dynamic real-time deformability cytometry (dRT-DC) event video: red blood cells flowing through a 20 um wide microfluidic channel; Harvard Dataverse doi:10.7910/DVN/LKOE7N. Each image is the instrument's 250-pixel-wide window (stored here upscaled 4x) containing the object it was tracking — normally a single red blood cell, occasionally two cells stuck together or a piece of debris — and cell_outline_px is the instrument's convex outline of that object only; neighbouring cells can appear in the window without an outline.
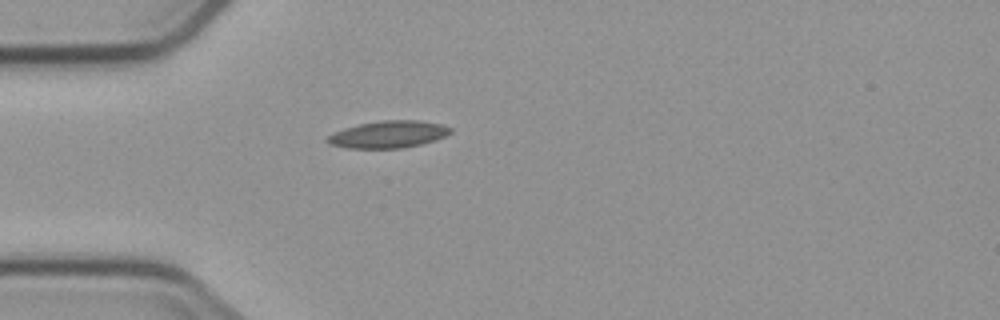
{"species": "common noctule bat (a hibernating species)", "species_latin": "Nyctalus noctula", "temperature_condition": "cold", "stored_images_in_passage": 1, "camera_frame_rate_fps": 3000, "um_per_image_px": 0.085, "animal": {"sex": "male", "body_mass_g": 23.1, "forearm_length_mm": 52.7}, "frame": {"image": 1, "passage_image": 1, "time_ms": 0.0, "image_size_px": [1000, 320], "cell_outline_px": [[452, 132], [436, 140], [420, 144], [400, 148], [344, 148], [328, 144], [324, 140], [328, 136], [344, 128], [360, 124], [384, 120], [420, 120], [440, 124], [452, 128]], "centroid_in_image_um": [32.99, 11.42], "position_along_channel_um": 52.0, "area_um2": 19.36}}